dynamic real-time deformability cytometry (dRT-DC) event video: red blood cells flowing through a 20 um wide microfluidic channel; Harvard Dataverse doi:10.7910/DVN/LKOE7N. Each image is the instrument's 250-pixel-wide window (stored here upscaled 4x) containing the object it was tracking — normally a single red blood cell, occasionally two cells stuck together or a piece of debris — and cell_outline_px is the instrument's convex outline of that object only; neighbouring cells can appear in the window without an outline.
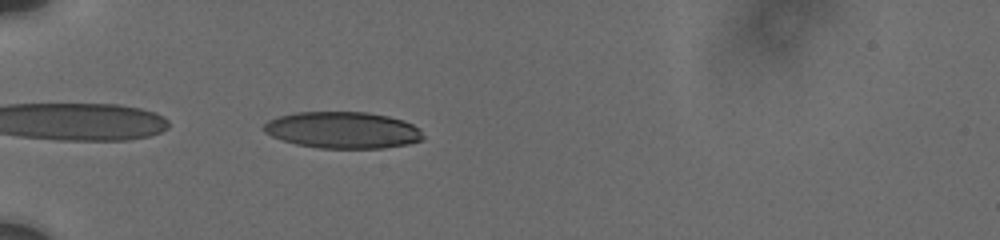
{"species": "human", "species_latin": "Homo sapiens", "temperature_condition": "cold", "stored_images_in_passage": 34, "camera_frame_rate_fps": 3000, "um_per_image_px": 0.085, "donor": {"sex": "male"}, "frame": {"image": 1, "passage_image": 1, "time_ms": 0.0, "image_size_px": [1000, 240], "cell_outline_px": [[424, 136], [420, 140], [408, 144], [384, 148], [320, 148], [296, 144], [272, 136], [264, 132], [260, 128], [268, 120], [280, 116], [296, 112], [364, 112], [388, 116], [404, 120], [420, 128]], "centroid_in_image_um": [29.13, 11.05], "position_along_channel_um": 55.9, "area_um2": 33.99}}
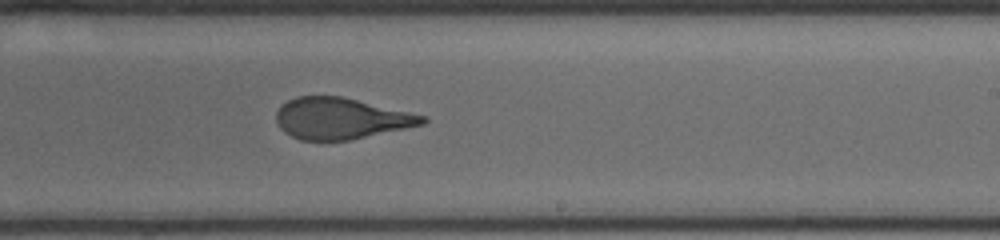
{"frame": {"image": 2, "passage_image": 15, "time_ms": 6.0, "image_size_px": [1000, 240], "cell_outline_px": [[428, 120], [424, 124], [348, 140], [300, 140], [284, 132], [280, 128], [276, 120], [276, 112], [288, 100], [296, 96], [340, 96], [428, 116]], "centroid_in_image_um": [28.97, 10.06], "position_along_channel_um": 260.0, "area_um2": 34.85}}
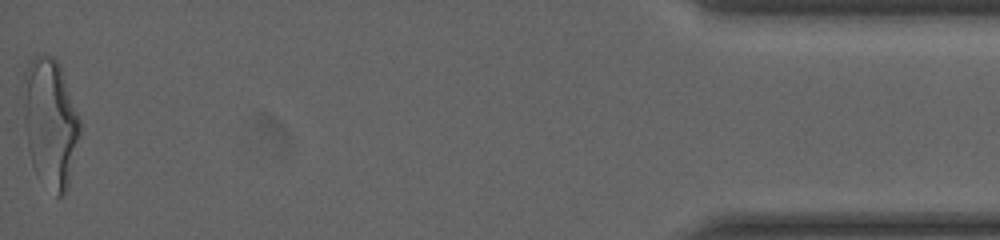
{"frame": {"image": 3, "passage_image": 34, "time_ms": 12.667, "image_size_px": [1000, 240], "cell_outline_px": [[80, 132], [68, 184], [64, 192], [60, 196], [56, 196], [32, 164], [28, 148], [24, 120], [24, 72], [32, 56], [52, 56], [60, 64], [80, 116]], "centroid_in_image_um": [4.29, 10.35], "position_along_channel_um": 430.9, "area_um2": 41.73}, "authors_computed_cell_mechanics": {"area_um2": 36.5585, "velocity_mm_per_s": 3.7326, "shape_relaxation_time_tau1_ms": 5.9389, "shape_relaxation_time_tau2_ms": 0.824, "deformation_change_tau1": 0.214, "deformation_change_tau2": 0.072}}